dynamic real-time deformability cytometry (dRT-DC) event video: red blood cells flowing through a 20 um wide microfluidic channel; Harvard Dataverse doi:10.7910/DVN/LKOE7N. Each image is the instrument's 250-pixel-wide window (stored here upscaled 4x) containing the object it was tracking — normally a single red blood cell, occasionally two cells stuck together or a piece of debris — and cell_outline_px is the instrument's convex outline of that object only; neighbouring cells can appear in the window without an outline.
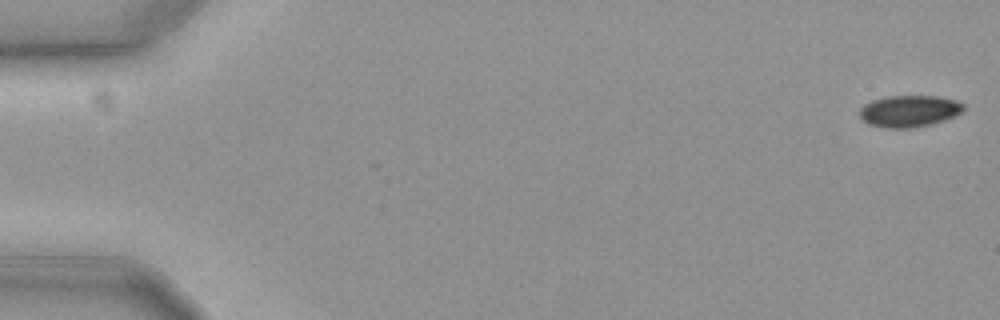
{"species": "common noctule bat (a hibernating species)", "species_latin": "Nyctalus noctula", "temperature_condition": "cold", "stored_images_in_passage": 11, "camera_frame_rate_fps": 3000, "um_per_image_px": 0.085, "animal": {"sex": "female", "body_mass_g": 19.3, "forearm_length_mm": 54.1}, "frame": {"image": 1, "passage_image": 1, "time_ms": 0.0, "image_size_px": [1000, 320], "cell_outline_px": [[964, 108], [960, 112], [944, 120], [912, 128], [888, 128], [872, 124], [864, 120], [860, 116], [860, 108], [864, 104], [872, 100], [888, 96], [936, 96], [956, 100], [964, 104]], "centroid_in_image_um": [77.28, 9.43], "position_along_channel_um": 7.7, "area_um2": 18.84}}